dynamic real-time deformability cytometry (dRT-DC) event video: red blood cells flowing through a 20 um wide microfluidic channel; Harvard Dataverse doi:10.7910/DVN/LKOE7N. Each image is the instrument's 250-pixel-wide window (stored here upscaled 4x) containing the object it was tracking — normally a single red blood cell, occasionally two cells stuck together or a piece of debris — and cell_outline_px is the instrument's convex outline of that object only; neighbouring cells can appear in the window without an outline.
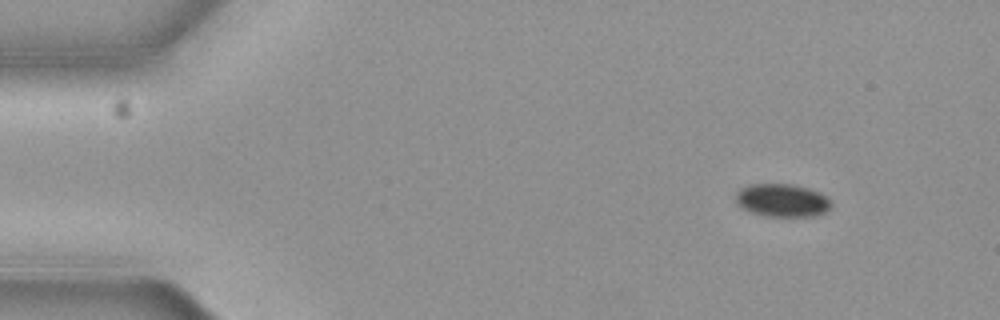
{"species": "common noctule bat (a hibernating species)", "species_latin": "Nyctalus noctula", "temperature_condition": "cold", "stored_images_in_passage": 4, "camera_frame_rate_fps": 3000, "um_per_image_px": 0.085, "animal": {"sex": "female", "body_mass_g": 19.3, "forearm_length_mm": 54.1}, "frame": {"image": 1, "passage_image": 1, "time_ms": 0.0, "image_size_px": [1000, 320], "cell_outline_px": [[832, 204], [828, 212], [816, 216], [764, 216], [748, 212], [740, 208], [736, 204], [736, 192], [740, 188], [748, 184], [792, 184], [808, 188], [820, 192], [832, 200]], "centroid_in_image_um": [66.48, 17.04], "position_along_channel_um": 18.5, "area_um2": 18.84}}
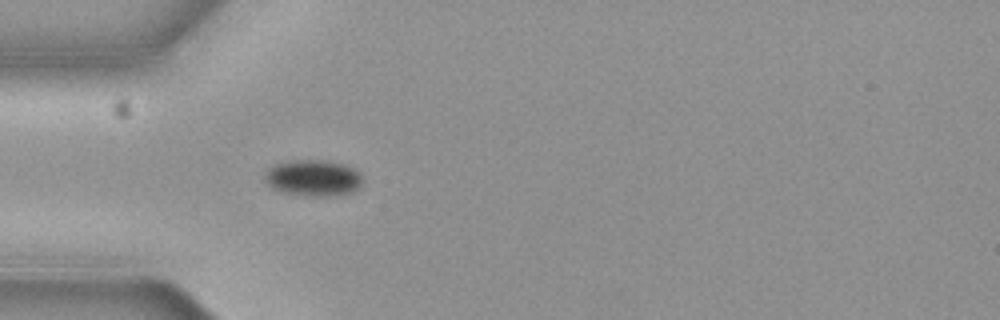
{"frame": {"image": 2, "passage_image": 4, "time_ms": 1.0, "image_size_px": [1000, 320], "cell_outline_px": [[360, 184], [352, 192], [328, 196], [312, 196], [284, 192], [272, 188], [264, 180], [264, 176], [268, 168], [276, 164], [292, 160], [320, 160], [344, 164], [356, 168], [360, 176]], "centroid_in_image_um": [26.59, 15.11], "position_along_channel_um": 58.4, "area_um2": 20.4}}